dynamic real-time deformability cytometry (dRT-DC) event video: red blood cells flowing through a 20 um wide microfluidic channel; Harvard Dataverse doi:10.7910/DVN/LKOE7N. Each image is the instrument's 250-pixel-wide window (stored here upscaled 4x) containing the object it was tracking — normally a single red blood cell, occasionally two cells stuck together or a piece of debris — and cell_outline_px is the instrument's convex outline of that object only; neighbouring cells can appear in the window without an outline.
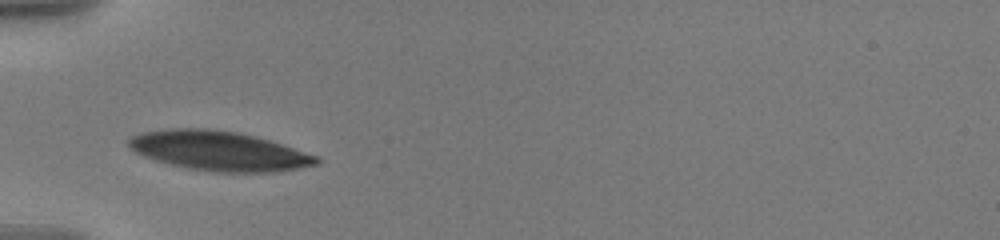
{"species": "human", "species_latin": "Homo sapiens", "temperature_condition": "warm", "stored_images_in_passage": 2, "camera_frame_rate_fps": 3000, "um_per_image_px": 0.085, "donor": {"sex": "male"}, "frame": {"image": 1, "passage_image": 1, "time_ms": 0.0, "image_size_px": [1000, 240], "cell_outline_px": [[320, 164], [276, 172], [212, 172], [188, 168], [156, 160], [144, 156], [136, 152], [128, 144], [128, 140], [132, 136], [144, 132], [172, 128], [208, 128], [236, 132], [256, 136], [320, 156]], "centroid_in_image_um": [18.67, 12.83], "position_along_channel_um": 66.3, "area_um2": 43.12}}
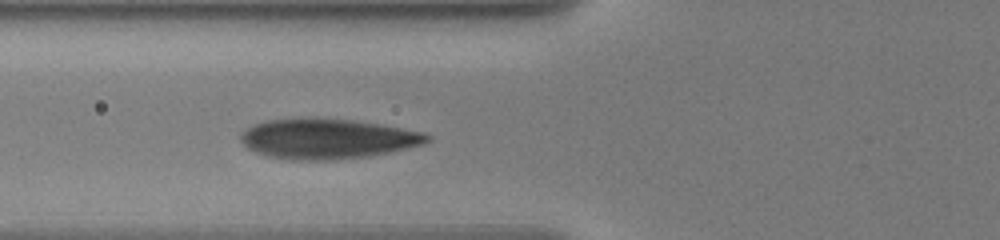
{"frame": {"image": 2, "passage_image": 2, "time_ms": 1.0, "image_size_px": [1000, 240], "cell_outline_px": [[432, 136], [424, 144], [388, 152], [368, 156], [332, 160], [292, 160], [268, 156], [256, 152], [248, 148], [240, 140], [240, 132], [256, 124], [268, 120], [352, 120], [424, 132]], "centroid_in_image_um": [27.83, 11.83], "position_along_channel_um": 98.0, "area_um2": 42.43}}